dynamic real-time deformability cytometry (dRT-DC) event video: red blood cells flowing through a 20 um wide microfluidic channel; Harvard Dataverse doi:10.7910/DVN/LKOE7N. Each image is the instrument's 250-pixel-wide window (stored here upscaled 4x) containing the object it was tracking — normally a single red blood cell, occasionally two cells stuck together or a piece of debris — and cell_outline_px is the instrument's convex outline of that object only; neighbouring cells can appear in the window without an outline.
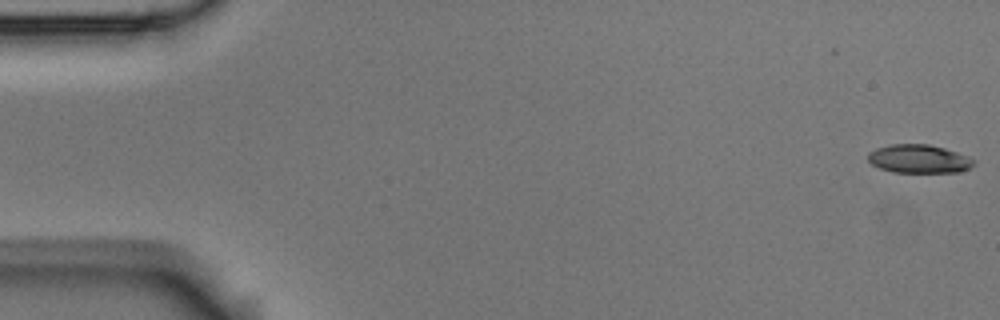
{"species": "Egyptian fruit bat (a non-hibernating species)", "species_latin": "Rousettus aegyptiacus", "temperature_condition": "room temperature", "stored_images_in_passage": 9, "camera_frame_rate_fps": 3000, "um_per_image_px": 0.085, "animal": {"sex": "male"}, "frame": {"image": 1, "passage_image": 1, "time_ms": 0.0, "image_size_px": [1000, 320], "cell_outline_px": [[976, 160], [968, 168], [960, 172], [892, 172], [880, 168], [872, 164], [868, 160], [868, 152], [876, 148], [892, 144], [928, 144], [944, 148], [968, 156]], "centroid_in_image_um": [78.09, 13.5], "position_along_channel_um": 6.9, "area_um2": 17.46}}
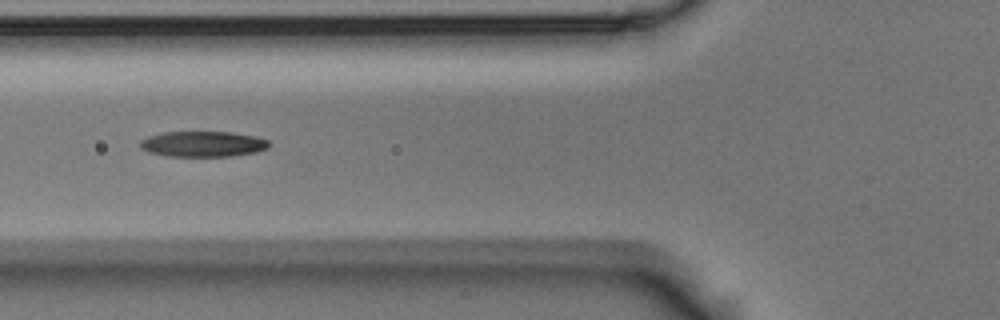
{"frame": {"image": 2, "passage_image": 7, "time_ms": 2.0, "image_size_px": [1000, 320], "cell_outline_px": [[268, 148], [256, 152], [228, 156], [168, 156], [148, 152], [140, 148], [140, 140], [148, 136], [160, 132], [232, 132], [256, 136], [268, 140]], "centroid_in_image_um": [17.21, 12.23], "position_along_channel_um": 108.6, "area_um2": 19.25}}
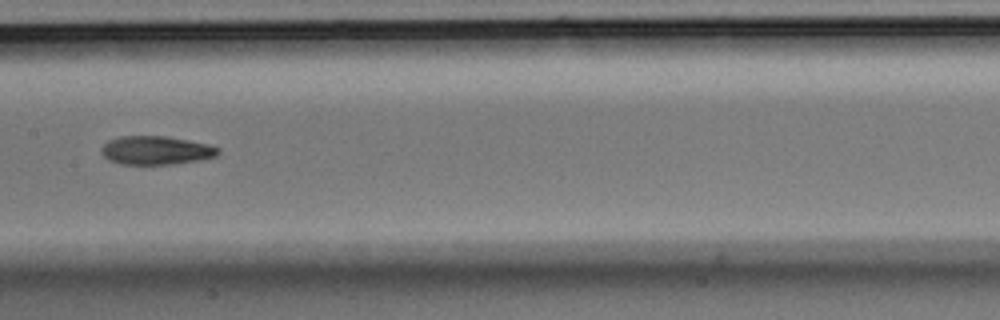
{"frame": {"image": 3, "passage_image": 9, "time_ms": 2.667, "image_size_px": [1000, 320], "cell_outline_px": [[220, 152], [216, 156], [200, 160], [172, 164], [120, 164], [108, 160], [100, 152], [100, 148], [108, 140], [120, 136], [164, 136], [188, 140], [208, 144], [220, 148]], "centroid_in_image_um": [13.24, 12.78], "position_along_channel_um": 194.2, "area_um2": 19.54}}